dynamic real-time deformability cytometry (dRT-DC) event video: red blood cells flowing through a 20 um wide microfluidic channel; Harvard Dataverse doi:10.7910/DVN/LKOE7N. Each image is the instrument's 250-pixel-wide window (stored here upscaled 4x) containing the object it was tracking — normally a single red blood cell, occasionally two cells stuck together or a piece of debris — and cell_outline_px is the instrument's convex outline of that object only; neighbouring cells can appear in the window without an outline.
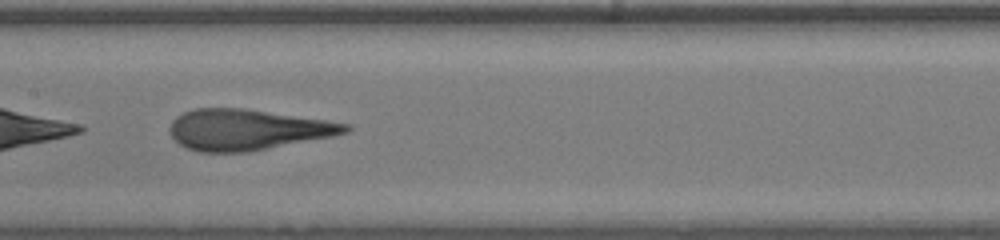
{"species": "human", "species_latin": "Homo sapiens", "temperature_condition": "room temperature", "stored_images_in_passage": 47, "camera_frame_rate_fps": 3000, "um_per_image_px": 0.085, "donor": {"sex": "male"}, "frame": {"image": 1, "passage_image": 34, "time_ms": 11.0, "image_size_px": [1000, 240], "cell_outline_px": [[352, 128], [348, 132], [332, 136], [248, 152], [200, 152], [188, 148], [180, 144], [172, 136], [168, 128], [172, 120], [176, 116], [192, 108], [244, 108], [328, 120], [352, 124]], "centroid_in_image_um": [21.03, 11.01], "position_along_channel_um": 186.4, "area_um2": 41.85}}
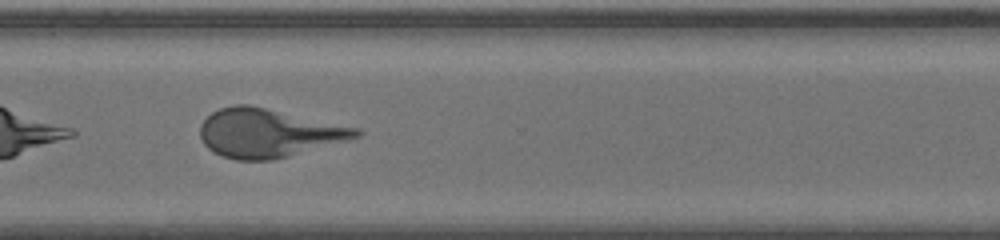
{"frame": {"image": 2, "passage_image": 46, "time_ms": 15.0, "image_size_px": [1000, 240], "cell_outline_px": [[364, 132], [360, 136], [348, 140], [288, 156], [272, 160], [236, 160], [220, 156], [212, 152], [204, 144], [200, 136], [200, 124], [212, 112], [220, 108], [236, 104], [248, 104], [360, 128]], "centroid_in_image_um": [22.79, 11.31], "position_along_channel_um": 347.8, "area_um2": 44.16}}